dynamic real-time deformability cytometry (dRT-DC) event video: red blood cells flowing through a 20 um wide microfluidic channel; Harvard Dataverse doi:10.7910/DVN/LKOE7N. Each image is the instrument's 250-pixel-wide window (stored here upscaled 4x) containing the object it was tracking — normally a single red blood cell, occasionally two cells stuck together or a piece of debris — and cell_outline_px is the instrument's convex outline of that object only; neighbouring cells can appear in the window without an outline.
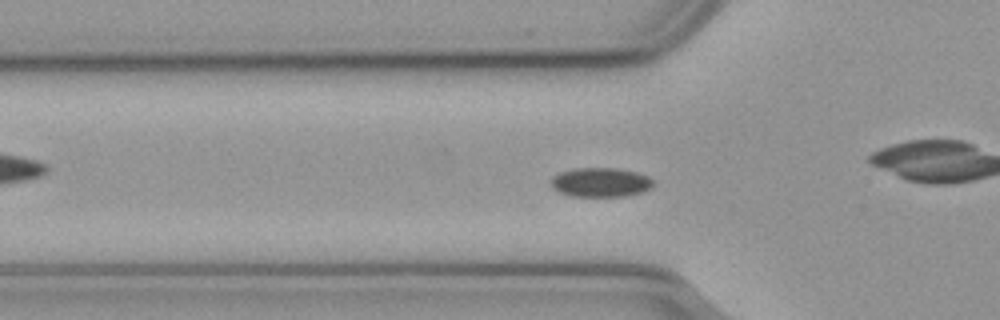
{"species": "common noctule bat (a hibernating species)", "species_latin": "Nyctalus noctula", "temperature_condition": "cold", "stored_images_in_passage": 47, "camera_frame_rate_fps": 3000, "um_per_image_px": 0.085, "animal": {"sex": "male", "body_mass_g": 23.1, "forearm_length_mm": 52.7}, "frame": {"image": 1, "passage_image": 8, "time_ms": 2.333, "image_size_px": [1000, 320], "cell_outline_px": [[652, 188], [644, 192], [624, 196], [572, 196], [560, 192], [552, 188], [548, 184], [548, 180], [552, 176], [560, 172], [576, 168], [616, 168], [636, 172], [648, 176], [652, 180]], "centroid_in_image_um": [51.01, 15.5], "position_along_channel_um": 74.8, "area_um2": 17.63}}
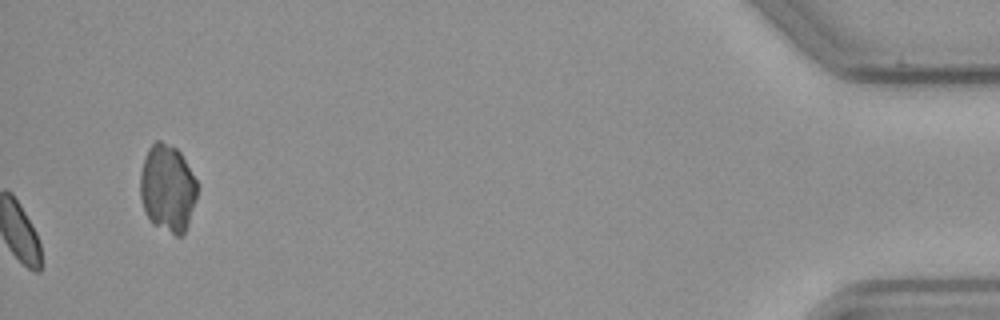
{"frame": {"image": 2, "passage_image": 47, "time_ms": 15.333, "image_size_px": [1000, 320], "cell_outline_px": [[196, 200], [188, 224], [184, 232], [180, 236], [176, 236], [152, 224], [148, 220], [144, 212], [140, 200], [140, 172], [148, 148], [156, 140], [160, 140], [176, 148], [180, 152], [196, 180]], "centroid_in_image_um": [14.21, 16.02], "position_along_channel_um": 421.0, "area_um2": 29.13}}